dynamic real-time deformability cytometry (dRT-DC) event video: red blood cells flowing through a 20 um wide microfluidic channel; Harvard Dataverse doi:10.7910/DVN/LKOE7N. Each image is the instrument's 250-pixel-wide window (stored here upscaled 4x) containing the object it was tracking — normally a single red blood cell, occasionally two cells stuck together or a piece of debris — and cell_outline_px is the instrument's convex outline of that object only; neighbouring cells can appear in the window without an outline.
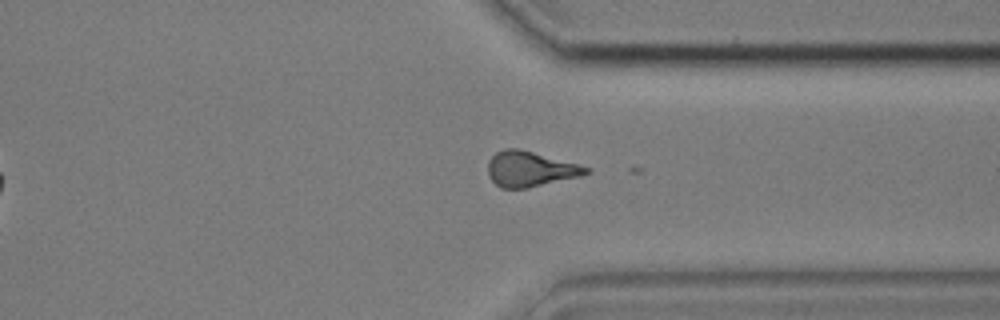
{"species": "common noctule bat (a hibernating species)", "species_latin": "Nyctalus noctula", "temperature_condition": "cold", "stored_images_in_passage": 39, "camera_frame_rate_fps": 3000, "um_per_image_px": 0.085, "animal": {"sex": "male", "body_mass_g": 17.9, "forearm_length_mm": 54.2}, "frame": {"image": 1, "passage_image": 34, "time_ms": 11.0, "image_size_px": [1000, 320], "cell_outline_px": [[592, 172], [580, 176], [528, 188], [500, 188], [488, 176], [488, 160], [496, 152], [504, 148], [516, 148], [532, 152], [592, 168]], "centroid_in_image_um": [45.05, 14.37], "position_along_channel_um": 366.4, "area_um2": 20.06}}